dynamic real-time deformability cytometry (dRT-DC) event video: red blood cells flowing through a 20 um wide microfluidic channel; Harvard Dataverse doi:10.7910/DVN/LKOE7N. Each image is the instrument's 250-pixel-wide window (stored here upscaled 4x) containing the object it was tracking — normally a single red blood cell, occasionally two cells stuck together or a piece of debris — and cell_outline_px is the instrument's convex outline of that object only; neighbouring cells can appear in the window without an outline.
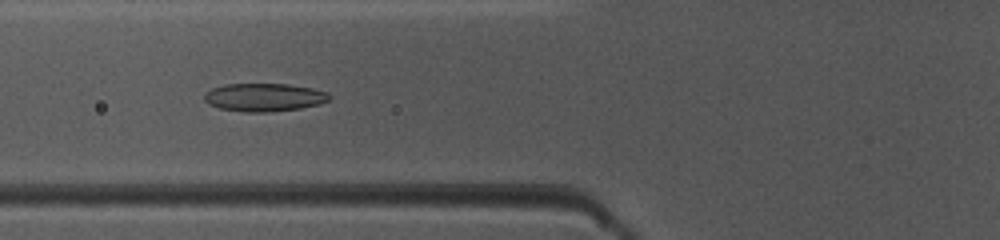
{"species": "common noctule bat (a hibernating species)", "species_latin": "Nyctalus noctula", "temperature_condition": "warm", "stored_images_in_passage": 44, "camera_frame_rate_fps": 3000, "um_per_image_px": 0.085, "animal": {"sex": "female", "body_mass_g": 10.0, "forearm_length_mm": 53.1}, "frame": {"image": 1, "passage_image": 14, "time_ms": 4.333, "image_size_px": [1000, 240], "cell_outline_px": [[328, 100], [316, 104], [300, 108], [268, 112], [244, 112], [220, 108], [208, 104], [204, 100], [204, 92], [212, 88], [224, 84], [288, 84], [312, 88], [328, 92]], "centroid_in_image_um": [22.39, 8.26], "position_along_channel_um": 103.4, "area_um2": 20.35}}
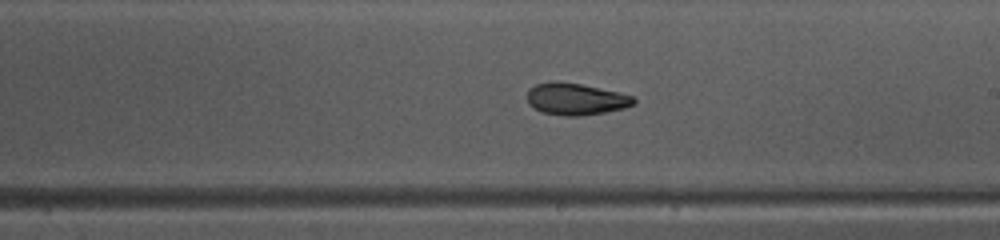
{"frame": {"image": 2, "passage_image": 24, "time_ms": 7.667, "image_size_px": [1000, 240], "cell_outline_px": [[636, 104], [624, 108], [604, 112], [580, 116], [564, 116], [540, 112], [528, 104], [528, 88], [536, 84], [556, 80], [580, 84], [616, 92], [632, 96], [636, 100]], "centroid_in_image_um": [48.9, 8.42], "position_along_channel_um": 240.1, "area_um2": 19.77}}
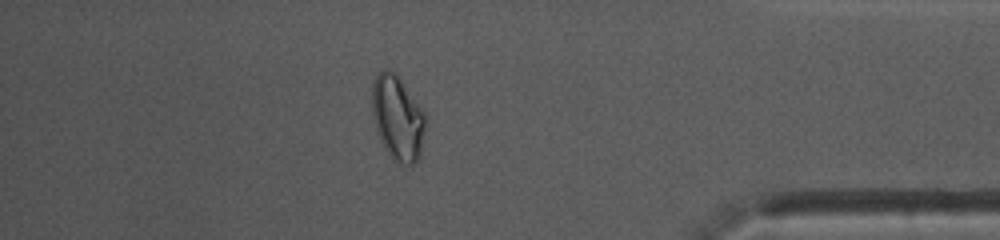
{"frame": {"image": 3, "passage_image": 38, "time_ms": 12.333, "image_size_px": [1000, 240], "cell_outline_px": [[424, 124], [420, 156], [416, 164], [404, 164], [396, 160], [388, 152], [376, 128], [372, 116], [372, 84], [376, 72], [384, 68], [392, 68], [396, 72], [424, 112]], "centroid_in_image_um": [33.77, 9.93], "position_along_channel_um": 401.4, "area_um2": 26.07}, "authors_computed_cell_mechanics": {"area_um2": 20.7213, "velocity_mm_per_s": 4.0752, "shape_relaxation_time_tau1_ms": 8.4476, "shape_relaxation_time_tau2_ms": 2.0831, "deformation_change_tau1": 0.2092, "deformation_change_tau2": 0.0713}}